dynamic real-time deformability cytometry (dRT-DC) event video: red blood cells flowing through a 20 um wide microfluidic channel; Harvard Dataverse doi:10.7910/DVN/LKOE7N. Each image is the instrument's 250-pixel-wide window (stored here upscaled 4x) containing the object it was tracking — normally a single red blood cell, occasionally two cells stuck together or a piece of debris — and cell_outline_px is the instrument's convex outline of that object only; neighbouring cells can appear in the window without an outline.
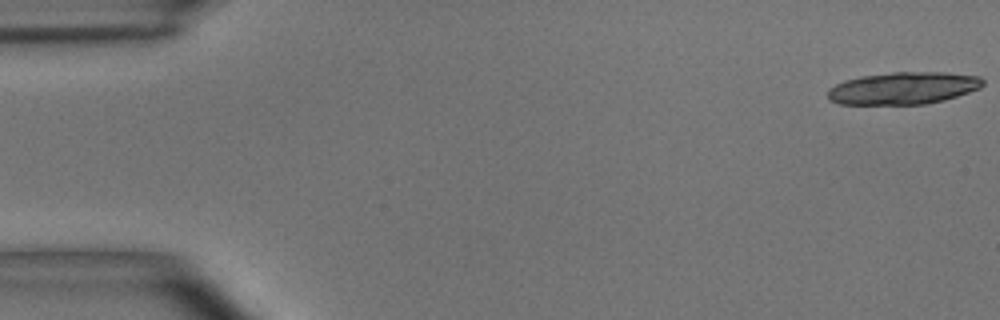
{"species": "common noctule bat (a hibernating species)", "species_latin": "Nyctalus noctula", "temperature_condition": "room temperature", "stored_images_in_passage": 21, "camera_frame_rate_fps": 3000, "um_per_image_px": 0.085, "animal": {"sex": "male", "body_mass_g": 15.6}, "frame": {"image": 1, "passage_image": 1, "time_ms": 0.0, "image_size_px": [1000, 320], "cell_outline_px": [[984, 84], [980, 88], [944, 100], [924, 104], [840, 104], [828, 100], [828, 88], [844, 80], [860, 76], [892, 72], [944, 72], [980, 76], [984, 80]], "centroid_in_image_um": [76.77, 7.48], "position_along_channel_um": 8.2, "area_um2": 29.25}}